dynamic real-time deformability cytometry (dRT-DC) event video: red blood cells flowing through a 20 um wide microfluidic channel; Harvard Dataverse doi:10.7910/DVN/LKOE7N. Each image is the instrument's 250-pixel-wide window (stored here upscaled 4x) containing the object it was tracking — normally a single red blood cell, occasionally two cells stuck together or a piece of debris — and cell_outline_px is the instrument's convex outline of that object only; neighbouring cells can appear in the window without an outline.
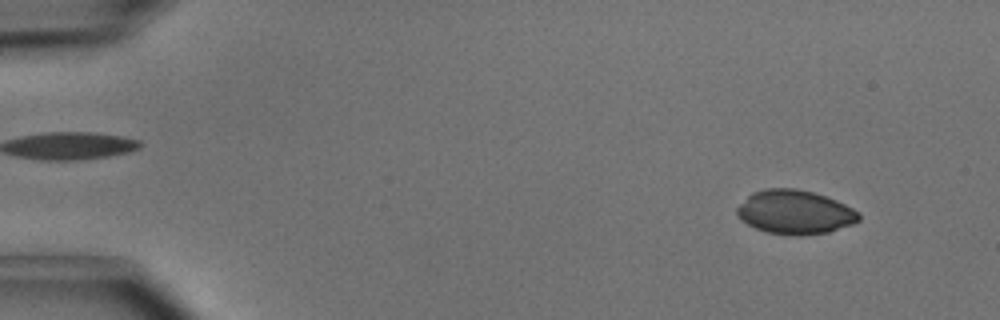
{"species": "common noctule bat (a hibernating species)", "species_latin": "Nyctalus noctula", "temperature_condition": "cold", "stored_images_in_passage": 50, "camera_frame_rate_fps": 3000, "um_per_image_px": 0.085, "animal": {"sex": "male", "body_mass_g": 15.6}, "frame": {"image": 1, "passage_image": 5, "time_ms": 1.333, "image_size_px": [1000, 320], "cell_outline_px": [[860, 220], [852, 224], [828, 232], [800, 236], [796, 236], [768, 232], [756, 228], [748, 224], [736, 212], [736, 208], [752, 192], [764, 188], [796, 188], [812, 192], [836, 200], [860, 212]], "centroid_in_image_um": [67.58, 18.03], "position_along_channel_um": 17.4, "area_um2": 31.04}}
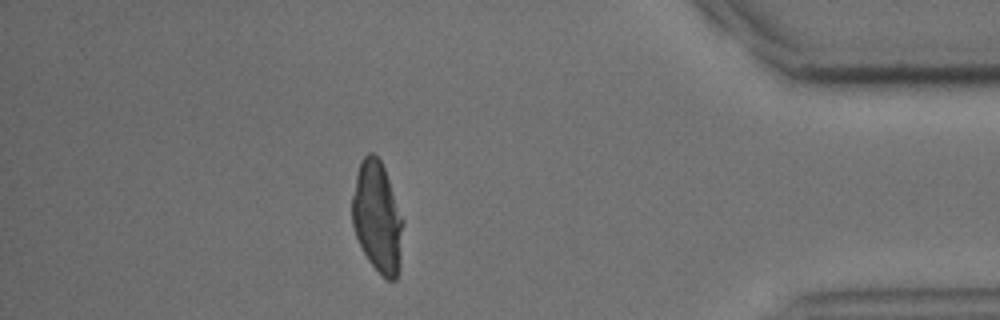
{"frame": {"image": 2, "passage_image": 44, "time_ms": 14.333, "image_size_px": [1000, 320], "cell_outline_px": [[404, 224], [400, 268], [396, 280], [384, 280], [380, 276], [368, 260], [356, 236], [352, 224], [352, 196], [356, 172], [360, 160], [368, 152], [372, 152], [380, 160], [384, 168], [404, 220]], "centroid_in_image_um": [32.08, 18.5], "position_along_channel_um": 403.1, "area_um2": 33.41}}